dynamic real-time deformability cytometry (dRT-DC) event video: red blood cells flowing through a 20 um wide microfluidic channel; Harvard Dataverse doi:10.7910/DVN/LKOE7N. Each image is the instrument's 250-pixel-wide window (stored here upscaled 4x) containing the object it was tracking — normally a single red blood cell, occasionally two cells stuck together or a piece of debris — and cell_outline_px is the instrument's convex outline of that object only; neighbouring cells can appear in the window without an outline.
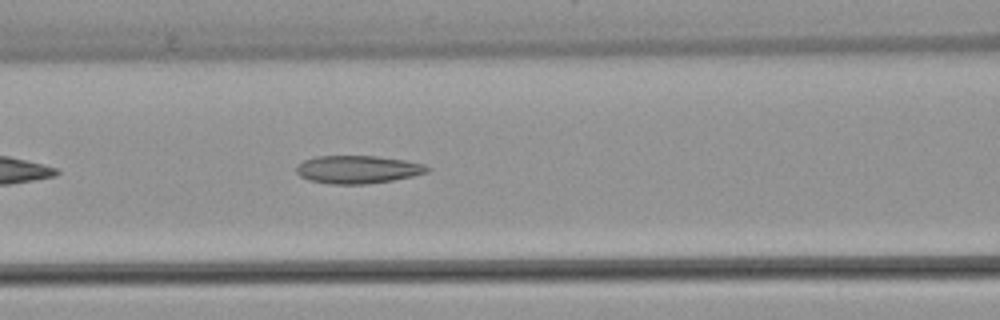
{"species": "common noctule bat (a hibernating species)", "species_latin": "Nyctalus noctula", "temperature_condition": "warm", "stored_images_in_passage": 37, "camera_frame_rate_fps": 3000, "um_per_image_px": 0.085, "animal": {"sex": "female", "body_mass_g": 22.7, "forearm_length_mm": 54.2}, "frame": {"image": 1, "passage_image": 7, "time_ms": 2.0, "image_size_px": [1000, 320], "cell_outline_px": [[432, 168], [428, 172], [412, 176], [392, 180], [368, 184], [332, 184], [308, 180], [300, 176], [296, 172], [296, 164], [304, 160], [316, 156], [376, 156], [404, 160], [424, 164]], "centroid_in_image_um": [30.39, 14.4], "position_along_channel_um": 136.2, "area_um2": 21.39}}
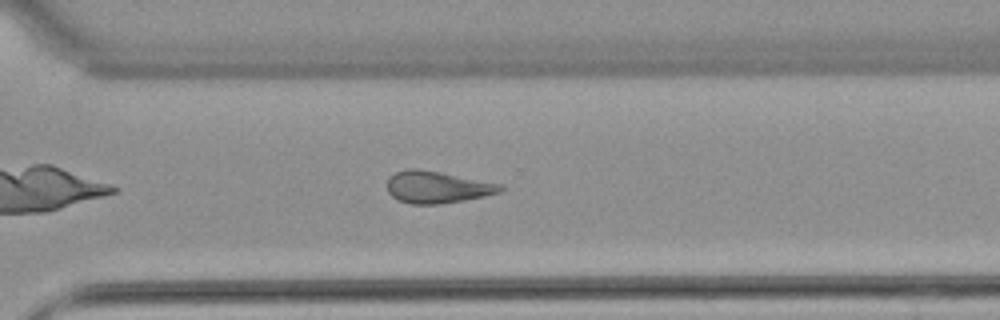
{"frame": {"image": 2, "passage_image": 22, "time_ms": 7.0, "image_size_px": [1000, 320], "cell_outline_px": [[504, 188], [500, 192], [484, 196], [464, 200], [440, 204], [412, 204], [400, 200], [392, 196], [388, 192], [388, 176], [396, 172], [408, 168], [420, 168], [504, 184]], "centroid_in_image_um": [37.18, 15.89], "position_along_channel_um": 333.4, "area_um2": 21.21}}
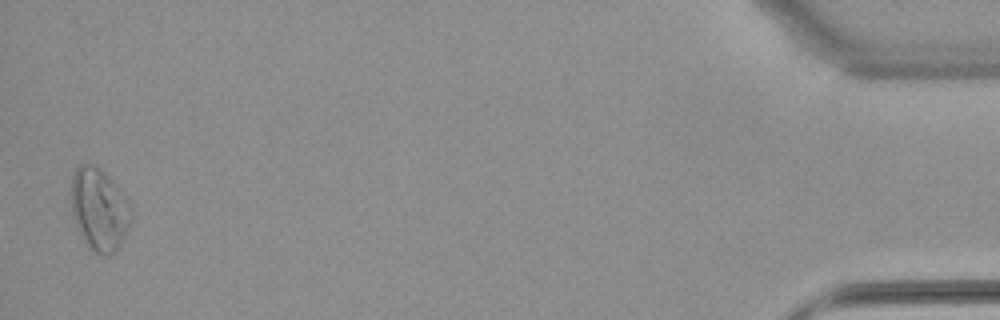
{"frame": {"image": 3, "passage_image": 36, "time_ms": 11.667, "image_size_px": [1000, 320], "cell_outline_px": [[132, 212], [128, 228], [116, 252], [108, 256], [104, 256], [88, 248], [72, 216], [68, 196], [68, 192], [72, 176], [76, 168], [80, 164], [92, 164], [100, 168], [108, 176], [128, 200], [132, 208]], "centroid_in_image_um": [8.39, 17.79], "position_along_channel_um": 426.8, "area_um2": 29.25}, "authors_computed_cell_mechanics": {"area_um2": 21.386, "velocity_mm_per_s": 3.9531, "shape_relaxation_time_tau1_ms": null, "shape_relaxation_time_tau2_ms": 3.7759, "deformation_change_tau1": null, "deformation_change_tau2": 0.1316}}